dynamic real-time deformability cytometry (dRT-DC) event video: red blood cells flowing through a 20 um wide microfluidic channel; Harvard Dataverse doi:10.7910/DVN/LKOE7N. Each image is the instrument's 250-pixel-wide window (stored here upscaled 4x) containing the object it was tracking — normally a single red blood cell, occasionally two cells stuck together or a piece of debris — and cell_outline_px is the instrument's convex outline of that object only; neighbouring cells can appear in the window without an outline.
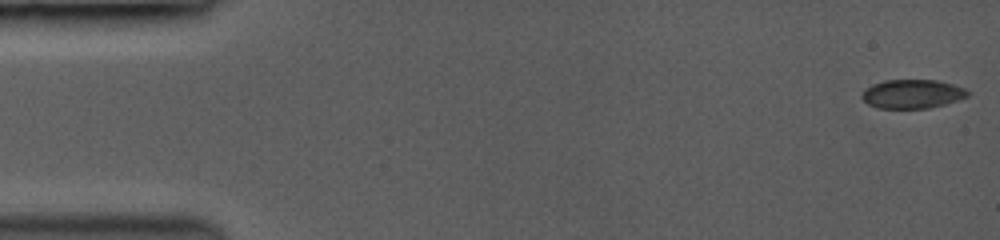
{"species": "common noctule bat (a hibernating species)", "species_latin": "Nyctalus noctula", "temperature_condition": "room temperature", "stored_images_in_passage": 47, "camera_frame_rate_fps": 3500, "um_per_image_px": 0.085, "animal": {"sex": "female", "body_mass_g": 19.0, "forearm_length_mm": 53.3}, "frame": {"image": 1, "passage_image": 1, "time_ms": 0.0, "image_size_px": [1000, 240], "cell_outline_px": [[972, 92], [968, 96], [944, 104], [928, 108], [880, 108], [868, 104], [860, 96], [860, 92], [864, 88], [872, 84], [884, 80], [936, 80], [952, 84], [964, 88]], "centroid_in_image_um": [77.51, 7.97], "position_along_channel_um": 7.5, "area_um2": 17.86}}
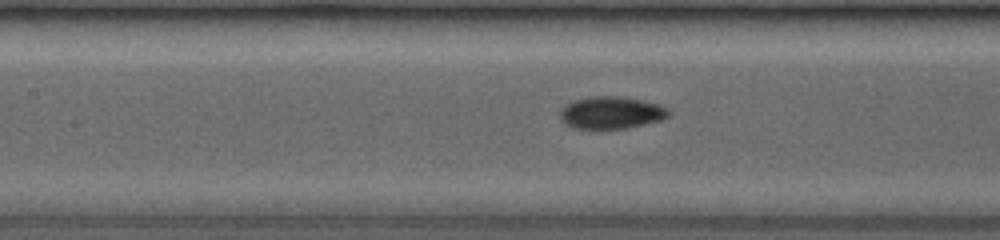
{"frame": {"image": 2, "passage_image": 26, "time_ms": 7.143, "image_size_px": [1000, 240], "cell_outline_px": [[668, 116], [660, 120], [628, 128], [596, 132], [576, 128], [568, 124], [560, 116], [560, 112], [568, 104], [576, 100], [596, 96], [608, 96], [640, 100], [656, 104], [664, 108], [668, 112]], "centroid_in_image_um": [51.92, 9.64], "position_along_channel_um": 155.5, "area_um2": 20.17}}
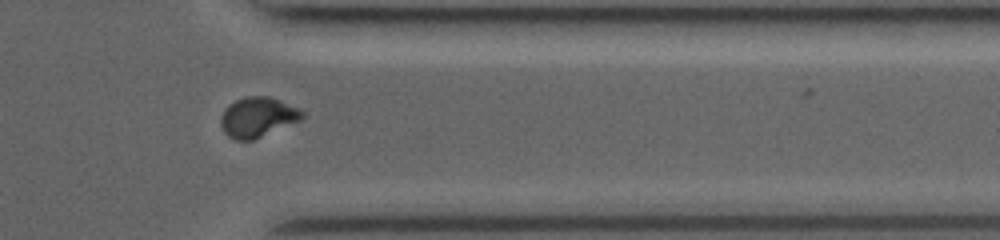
{"frame": {"image": 3, "passage_image": 46, "time_ms": 12.857, "image_size_px": [1000, 240], "cell_outline_px": [[304, 116], [300, 120], [252, 140], [236, 140], [228, 136], [224, 132], [220, 124], [220, 120], [224, 108], [228, 104], [244, 96], [268, 96], [280, 100], [300, 108], [304, 112]], "centroid_in_image_um": [21.88, 9.94], "position_along_channel_um": 389.5, "area_um2": 18.96}}